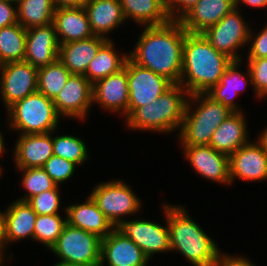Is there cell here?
I'll return each instance as SVG.
<instances>
[{"label":"cell","mask_w":267,"mask_h":266,"mask_svg":"<svg viewBox=\"0 0 267 266\" xmlns=\"http://www.w3.org/2000/svg\"><path fill=\"white\" fill-rule=\"evenodd\" d=\"M112 40H107L90 61L84 76L94 84L96 81L115 74L124 68L128 55H118Z\"/></svg>","instance_id":"obj_28"},{"label":"cell","mask_w":267,"mask_h":266,"mask_svg":"<svg viewBox=\"0 0 267 266\" xmlns=\"http://www.w3.org/2000/svg\"><path fill=\"white\" fill-rule=\"evenodd\" d=\"M231 62L229 57L218 52L202 34L187 33L183 44L179 84L189 95L207 93L218 84ZM184 78L187 79L186 82Z\"/></svg>","instance_id":"obj_2"},{"label":"cell","mask_w":267,"mask_h":266,"mask_svg":"<svg viewBox=\"0 0 267 266\" xmlns=\"http://www.w3.org/2000/svg\"><path fill=\"white\" fill-rule=\"evenodd\" d=\"M53 155L81 165L88 159L86 144L80 138L62 135L53 138Z\"/></svg>","instance_id":"obj_34"},{"label":"cell","mask_w":267,"mask_h":266,"mask_svg":"<svg viewBox=\"0 0 267 266\" xmlns=\"http://www.w3.org/2000/svg\"><path fill=\"white\" fill-rule=\"evenodd\" d=\"M51 133L21 134L14 149L16 167H42L53 155V137Z\"/></svg>","instance_id":"obj_20"},{"label":"cell","mask_w":267,"mask_h":266,"mask_svg":"<svg viewBox=\"0 0 267 266\" xmlns=\"http://www.w3.org/2000/svg\"><path fill=\"white\" fill-rule=\"evenodd\" d=\"M59 44L94 36L84 7L56 9L52 21ZM60 36L61 39L59 38Z\"/></svg>","instance_id":"obj_21"},{"label":"cell","mask_w":267,"mask_h":266,"mask_svg":"<svg viewBox=\"0 0 267 266\" xmlns=\"http://www.w3.org/2000/svg\"><path fill=\"white\" fill-rule=\"evenodd\" d=\"M244 119L242 111L230 114L214 131L210 146L216 151L230 156L238 148L249 143Z\"/></svg>","instance_id":"obj_24"},{"label":"cell","mask_w":267,"mask_h":266,"mask_svg":"<svg viewBox=\"0 0 267 266\" xmlns=\"http://www.w3.org/2000/svg\"><path fill=\"white\" fill-rule=\"evenodd\" d=\"M251 48L248 54V59H258L267 57V26L257 34L254 41L251 39Z\"/></svg>","instance_id":"obj_39"},{"label":"cell","mask_w":267,"mask_h":266,"mask_svg":"<svg viewBox=\"0 0 267 266\" xmlns=\"http://www.w3.org/2000/svg\"><path fill=\"white\" fill-rule=\"evenodd\" d=\"M6 244L30 237L34 239L37 214L24 201L16 200L4 211Z\"/></svg>","instance_id":"obj_26"},{"label":"cell","mask_w":267,"mask_h":266,"mask_svg":"<svg viewBox=\"0 0 267 266\" xmlns=\"http://www.w3.org/2000/svg\"><path fill=\"white\" fill-rule=\"evenodd\" d=\"M182 94L184 96L187 94L188 98L189 94L182 85L173 84L157 100L137 108L125 118L127 126L132 129L168 133L180 129L189 100Z\"/></svg>","instance_id":"obj_4"},{"label":"cell","mask_w":267,"mask_h":266,"mask_svg":"<svg viewBox=\"0 0 267 266\" xmlns=\"http://www.w3.org/2000/svg\"><path fill=\"white\" fill-rule=\"evenodd\" d=\"M3 260H4V259H2V258L0 257V266H1V263H2Z\"/></svg>","instance_id":"obj_51"},{"label":"cell","mask_w":267,"mask_h":266,"mask_svg":"<svg viewBox=\"0 0 267 266\" xmlns=\"http://www.w3.org/2000/svg\"><path fill=\"white\" fill-rule=\"evenodd\" d=\"M54 266H85L81 264H75V263H68V262H58Z\"/></svg>","instance_id":"obj_47"},{"label":"cell","mask_w":267,"mask_h":266,"mask_svg":"<svg viewBox=\"0 0 267 266\" xmlns=\"http://www.w3.org/2000/svg\"><path fill=\"white\" fill-rule=\"evenodd\" d=\"M6 244L5 240V217L4 213L0 211V257L3 259L5 258L4 255V246Z\"/></svg>","instance_id":"obj_44"},{"label":"cell","mask_w":267,"mask_h":266,"mask_svg":"<svg viewBox=\"0 0 267 266\" xmlns=\"http://www.w3.org/2000/svg\"><path fill=\"white\" fill-rule=\"evenodd\" d=\"M0 69V92L7 109L37 91L38 68L28 62H9L0 65Z\"/></svg>","instance_id":"obj_11"},{"label":"cell","mask_w":267,"mask_h":266,"mask_svg":"<svg viewBox=\"0 0 267 266\" xmlns=\"http://www.w3.org/2000/svg\"><path fill=\"white\" fill-rule=\"evenodd\" d=\"M119 1L125 19L132 18L144 26L162 25L171 20L167 13V4L163 0Z\"/></svg>","instance_id":"obj_27"},{"label":"cell","mask_w":267,"mask_h":266,"mask_svg":"<svg viewBox=\"0 0 267 266\" xmlns=\"http://www.w3.org/2000/svg\"><path fill=\"white\" fill-rule=\"evenodd\" d=\"M189 98L200 101V104L192 112L191 104L187 101L178 137L182 145H210L214 131L233 111L207 93H194L189 95Z\"/></svg>","instance_id":"obj_5"},{"label":"cell","mask_w":267,"mask_h":266,"mask_svg":"<svg viewBox=\"0 0 267 266\" xmlns=\"http://www.w3.org/2000/svg\"><path fill=\"white\" fill-rule=\"evenodd\" d=\"M12 1L0 0V28L17 23V9Z\"/></svg>","instance_id":"obj_41"},{"label":"cell","mask_w":267,"mask_h":266,"mask_svg":"<svg viewBox=\"0 0 267 266\" xmlns=\"http://www.w3.org/2000/svg\"><path fill=\"white\" fill-rule=\"evenodd\" d=\"M5 1H12V2H17L18 0H5Z\"/></svg>","instance_id":"obj_50"},{"label":"cell","mask_w":267,"mask_h":266,"mask_svg":"<svg viewBox=\"0 0 267 266\" xmlns=\"http://www.w3.org/2000/svg\"><path fill=\"white\" fill-rule=\"evenodd\" d=\"M53 102L62 117L84 119L93 103V84L84 75L72 74Z\"/></svg>","instance_id":"obj_13"},{"label":"cell","mask_w":267,"mask_h":266,"mask_svg":"<svg viewBox=\"0 0 267 266\" xmlns=\"http://www.w3.org/2000/svg\"><path fill=\"white\" fill-rule=\"evenodd\" d=\"M101 240L98 235L67 223L50 250L61 259V262L99 266Z\"/></svg>","instance_id":"obj_7"},{"label":"cell","mask_w":267,"mask_h":266,"mask_svg":"<svg viewBox=\"0 0 267 266\" xmlns=\"http://www.w3.org/2000/svg\"><path fill=\"white\" fill-rule=\"evenodd\" d=\"M229 176L231 182L237 177L249 181L267 180V153L257 141L241 146L229 156Z\"/></svg>","instance_id":"obj_14"},{"label":"cell","mask_w":267,"mask_h":266,"mask_svg":"<svg viewBox=\"0 0 267 266\" xmlns=\"http://www.w3.org/2000/svg\"><path fill=\"white\" fill-rule=\"evenodd\" d=\"M18 170L24 171L21 183L28 193V196L25 195L24 198L18 199L19 201L27 202L31 197L57 186L42 167L18 168Z\"/></svg>","instance_id":"obj_35"},{"label":"cell","mask_w":267,"mask_h":266,"mask_svg":"<svg viewBox=\"0 0 267 266\" xmlns=\"http://www.w3.org/2000/svg\"><path fill=\"white\" fill-rule=\"evenodd\" d=\"M66 212L70 226L94 233L100 238L107 237L114 229L90 196L82 204L67 206Z\"/></svg>","instance_id":"obj_23"},{"label":"cell","mask_w":267,"mask_h":266,"mask_svg":"<svg viewBox=\"0 0 267 266\" xmlns=\"http://www.w3.org/2000/svg\"><path fill=\"white\" fill-rule=\"evenodd\" d=\"M246 71L256 96H267V58L248 59Z\"/></svg>","instance_id":"obj_37"},{"label":"cell","mask_w":267,"mask_h":266,"mask_svg":"<svg viewBox=\"0 0 267 266\" xmlns=\"http://www.w3.org/2000/svg\"><path fill=\"white\" fill-rule=\"evenodd\" d=\"M188 32L179 20L145 26L135 49L128 57L137 65L151 69L173 84L180 82L184 38Z\"/></svg>","instance_id":"obj_1"},{"label":"cell","mask_w":267,"mask_h":266,"mask_svg":"<svg viewBox=\"0 0 267 266\" xmlns=\"http://www.w3.org/2000/svg\"><path fill=\"white\" fill-rule=\"evenodd\" d=\"M129 101L127 60L124 68L93 84V103L112 112H121L127 117Z\"/></svg>","instance_id":"obj_18"},{"label":"cell","mask_w":267,"mask_h":266,"mask_svg":"<svg viewBox=\"0 0 267 266\" xmlns=\"http://www.w3.org/2000/svg\"><path fill=\"white\" fill-rule=\"evenodd\" d=\"M182 146L186 159L200 175L216 182L230 184L229 156L216 151L210 145Z\"/></svg>","instance_id":"obj_17"},{"label":"cell","mask_w":267,"mask_h":266,"mask_svg":"<svg viewBox=\"0 0 267 266\" xmlns=\"http://www.w3.org/2000/svg\"><path fill=\"white\" fill-rule=\"evenodd\" d=\"M129 101L127 118L139 107L157 100L173 83L127 58Z\"/></svg>","instance_id":"obj_9"},{"label":"cell","mask_w":267,"mask_h":266,"mask_svg":"<svg viewBox=\"0 0 267 266\" xmlns=\"http://www.w3.org/2000/svg\"><path fill=\"white\" fill-rule=\"evenodd\" d=\"M214 266H254L248 259L220 254Z\"/></svg>","instance_id":"obj_42"},{"label":"cell","mask_w":267,"mask_h":266,"mask_svg":"<svg viewBox=\"0 0 267 266\" xmlns=\"http://www.w3.org/2000/svg\"><path fill=\"white\" fill-rule=\"evenodd\" d=\"M165 205L170 250H178L194 266H214L220 256L215 242L195 223L185 208Z\"/></svg>","instance_id":"obj_3"},{"label":"cell","mask_w":267,"mask_h":266,"mask_svg":"<svg viewBox=\"0 0 267 266\" xmlns=\"http://www.w3.org/2000/svg\"><path fill=\"white\" fill-rule=\"evenodd\" d=\"M9 119L11 129L21 130V134H38L55 131L58 114L53 100L36 91L11 105Z\"/></svg>","instance_id":"obj_6"},{"label":"cell","mask_w":267,"mask_h":266,"mask_svg":"<svg viewBox=\"0 0 267 266\" xmlns=\"http://www.w3.org/2000/svg\"><path fill=\"white\" fill-rule=\"evenodd\" d=\"M131 190L121 180L105 182L96 186L90 197L115 227L123 215L134 214L141 207L140 199Z\"/></svg>","instance_id":"obj_10"},{"label":"cell","mask_w":267,"mask_h":266,"mask_svg":"<svg viewBox=\"0 0 267 266\" xmlns=\"http://www.w3.org/2000/svg\"><path fill=\"white\" fill-rule=\"evenodd\" d=\"M59 47L53 23L28 28L24 61L36 68L47 66L58 59Z\"/></svg>","instance_id":"obj_16"},{"label":"cell","mask_w":267,"mask_h":266,"mask_svg":"<svg viewBox=\"0 0 267 266\" xmlns=\"http://www.w3.org/2000/svg\"><path fill=\"white\" fill-rule=\"evenodd\" d=\"M239 63L240 61H232L225 69L218 84L207 92L215 101L220 102L233 112H241L239 108L237 109L233 96H236L238 91L240 92V88H243L242 84L247 85L246 77L237 71V67L240 66Z\"/></svg>","instance_id":"obj_29"},{"label":"cell","mask_w":267,"mask_h":266,"mask_svg":"<svg viewBox=\"0 0 267 266\" xmlns=\"http://www.w3.org/2000/svg\"><path fill=\"white\" fill-rule=\"evenodd\" d=\"M257 142L262 146L264 151L267 153V128L262 132Z\"/></svg>","instance_id":"obj_46"},{"label":"cell","mask_w":267,"mask_h":266,"mask_svg":"<svg viewBox=\"0 0 267 266\" xmlns=\"http://www.w3.org/2000/svg\"><path fill=\"white\" fill-rule=\"evenodd\" d=\"M84 8L94 36L107 38V32L125 21L119 0H88Z\"/></svg>","instance_id":"obj_25"},{"label":"cell","mask_w":267,"mask_h":266,"mask_svg":"<svg viewBox=\"0 0 267 266\" xmlns=\"http://www.w3.org/2000/svg\"><path fill=\"white\" fill-rule=\"evenodd\" d=\"M199 0H171L167 4V13L171 20L181 19L185 13L190 10ZM176 9V10H175ZM179 14L178 15H175ZM178 12V13H177Z\"/></svg>","instance_id":"obj_40"},{"label":"cell","mask_w":267,"mask_h":266,"mask_svg":"<svg viewBox=\"0 0 267 266\" xmlns=\"http://www.w3.org/2000/svg\"><path fill=\"white\" fill-rule=\"evenodd\" d=\"M109 38L93 36L89 39L60 44L58 59L71 74L84 75L90 61Z\"/></svg>","instance_id":"obj_22"},{"label":"cell","mask_w":267,"mask_h":266,"mask_svg":"<svg viewBox=\"0 0 267 266\" xmlns=\"http://www.w3.org/2000/svg\"><path fill=\"white\" fill-rule=\"evenodd\" d=\"M3 151H4V140L0 132V155H2L1 153H3Z\"/></svg>","instance_id":"obj_48"},{"label":"cell","mask_w":267,"mask_h":266,"mask_svg":"<svg viewBox=\"0 0 267 266\" xmlns=\"http://www.w3.org/2000/svg\"><path fill=\"white\" fill-rule=\"evenodd\" d=\"M75 167V163L57 155H52L42 166L56 185L68 180L74 173Z\"/></svg>","instance_id":"obj_38"},{"label":"cell","mask_w":267,"mask_h":266,"mask_svg":"<svg viewBox=\"0 0 267 266\" xmlns=\"http://www.w3.org/2000/svg\"><path fill=\"white\" fill-rule=\"evenodd\" d=\"M88 0H53L56 9L85 7Z\"/></svg>","instance_id":"obj_43"},{"label":"cell","mask_w":267,"mask_h":266,"mask_svg":"<svg viewBox=\"0 0 267 266\" xmlns=\"http://www.w3.org/2000/svg\"><path fill=\"white\" fill-rule=\"evenodd\" d=\"M105 259L109 266H147L149 258L129 238L123 236L115 228L101 240L100 264Z\"/></svg>","instance_id":"obj_15"},{"label":"cell","mask_w":267,"mask_h":266,"mask_svg":"<svg viewBox=\"0 0 267 266\" xmlns=\"http://www.w3.org/2000/svg\"><path fill=\"white\" fill-rule=\"evenodd\" d=\"M17 21L25 28L52 23L55 13L53 0H18Z\"/></svg>","instance_id":"obj_31"},{"label":"cell","mask_w":267,"mask_h":266,"mask_svg":"<svg viewBox=\"0 0 267 266\" xmlns=\"http://www.w3.org/2000/svg\"><path fill=\"white\" fill-rule=\"evenodd\" d=\"M71 75L57 59L47 66L38 68L37 91L54 100Z\"/></svg>","instance_id":"obj_32"},{"label":"cell","mask_w":267,"mask_h":266,"mask_svg":"<svg viewBox=\"0 0 267 266\" xmlns=\"http://www.w3.org/2000/svg\"><path fill=\"white\" fill-rule=\"evenodd\" d=\"M26 29L19 23L0 28V65L24 61Z\"/></svg>","instance_id":"obj_30"},{"label":"cell","mask_w":267,"mask_h":266,"mask_svg":"<svg viewBox=\"0 0 267 266\" xmlns=\"http://www.w3.org/2000/svg\"><path fill=\"white\" fill-rule=\"evenodd\" d=\"M238 11L233 8L217 24L201 33L218 52L225 54L232 61L242 59L235 51L244 46V43L250 42L254 36Z\"/></svg>","instance_id":"obj_8"},{"label":"cell","mask_w":267,"mask_h":266,"mask_svg":"<svg viewBox=\"0 0 267 266\" xmlns=\"http://www.w3.org/2000/svg\"><path fill=\"white\" fill-rule=\"evenodd\" d=\"M58 185L48 191H44L31 197L27 203L32 207L37 215H55L59 214L60 196L58 193Z\"/></svg>","instance_id":"obj_36"},{"label":"cell","mask_w":267,"mask_h":266,"mask_svg":"<svg viewBox=\"0 0 267 266\" xmlns=\"http://www.w3.org/2000/svg\"><path fill=\"white\" fill-rule=\"evenodd\" d=\"M235 8V0H199L179 19L188 33L201 34Z\"/></svg>","instance_id":"obj_19"},{"label":"cell","mask_w":267,"mask_h":266,"mask_svg":"<svg viewBox=\"0 0 267 266\" xmlns=\"http://www.w3.org/2000/svg\"><path fill=\"white\" fill-rule=\"evenodd\" d=\"M240 1L244 4H247L249 6H254V7H267V0H235V8L238 9V4Z\"/></svg>","instance_id":"obj_45"},{"label":"cell","mask_w":267,"mask_h":266,"mask_svg":"<svg viewBox=\"0 0 267 266\" xmlns=\"http://www.w3.org/2000/svg\"><path fill=\"white\" fill-rule=\"evenodd\" d=\"M114 228L129 237L149 259L154 253L170 251L168 223L163 227L147 220L122 219Z\"/></svg>","instance_id":"obj_12"},{"label":"cell","mask_w":267,"mask_h":266,"mask_svg":"<svg viewBox=\"0 0 267 266\" xmlns=\"http://www.w3.org/2000/svg\"><path fill=\"white\" fill-rule=\"evenodd\" d=\"M166 4H168L171 0H163Z\"/></svg>","instance_id":"obj_49"},{"label":"cell","mask_w":267,"mask_h":266,"mask_svg":"<svg viewBox=\"0 0 267 266\" xmlns=\"http://www.w3.org/2000/svg\"><path fill=\"white\" fill-rule=\"evenodd\" d=\"M66 224L67 218L62 219L59 214L37 215L34 240L51 249L56 244Z\"/></svg>","instance_id":"obj_33"}]
</instances>
